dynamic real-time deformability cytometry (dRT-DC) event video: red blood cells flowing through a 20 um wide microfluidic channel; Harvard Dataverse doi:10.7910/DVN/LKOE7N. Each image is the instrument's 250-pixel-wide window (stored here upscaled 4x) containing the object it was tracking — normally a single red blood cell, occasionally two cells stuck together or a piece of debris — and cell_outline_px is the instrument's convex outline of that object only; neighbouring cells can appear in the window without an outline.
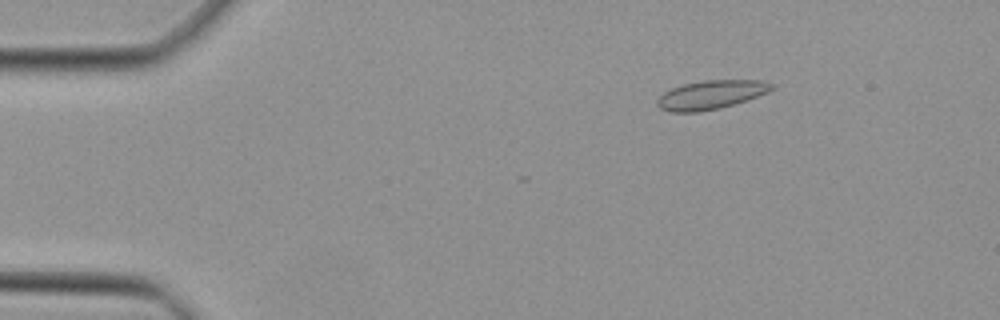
{"species": "Egyptian fruit bat (a non-hibernating species)", "species_latin": "Rousettus aegyptiacus", "temperature_condition": "cold", "stored_images_in_passage": 38, "camera_frame_rate_fps": 3000, "um_per_image_px": 0.085, "animal": {"sex": "female"}, "frame": {"image": 1, "passage_image": 2, "time_ms": 0.333, "image_size_px": [1000, 320], "cell_outline_px": [[776, 88], [768, 92], [748, 100], [720, 108], [696, 112], [672, 112], [660, 108], [656, 104], [656, 100], [664, 92], [672, 88], [684, 84], [704, 80], [764, 80], [776, 84]], "centroid_in_image_um": [60.49, 8.05], "position_along_channel_um": 24.5, "area_um2": 19.36}}
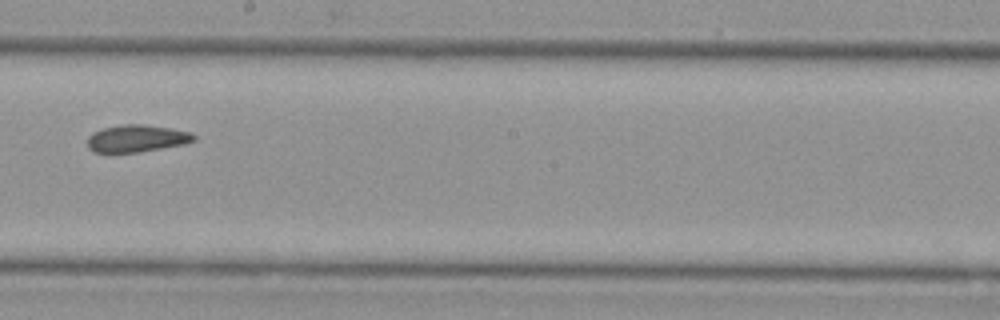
{"frame": {"image": 2, "passage_image": 22, "time_ms": 7.0, "image_size_px": [1000, 320], "cell_outline_px": [[196, 140], [184, 144], [136, 152], [92, 152], [88, 148], [88, 136], [92, 132], [100, 128], [120, 124], [144, 124], [192, 132], [196, 136]], "centroid_in_image_um": [11.59, 11.75], "position_along_channel_um": 236.6, "area_um2": 16.94}}
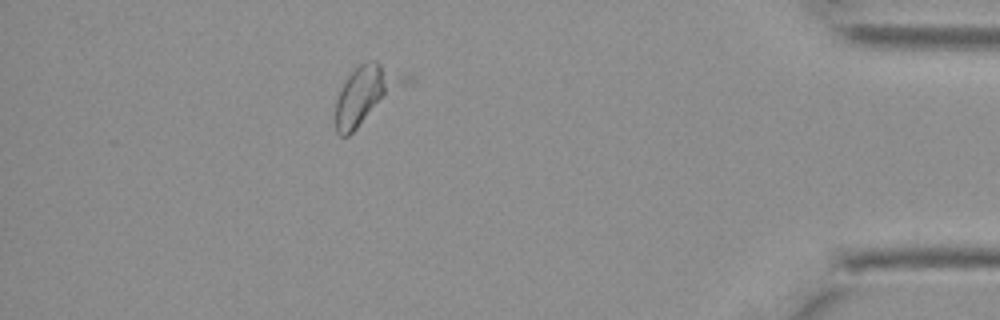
{"frame": {"image": 3, "passage_image": 37, "time_ms": 12.0, "image_size_px": [1000, 320], "cell_outline_px": [[392, 80], [384, 92], [356, 128], [348, 136], [340, 136], [336, 132], [336, 100], [348, 76], [360, 64], [376, 60], [380, 64]], "centroid_in_image_um": [30.58, 8.13], "position_along_channel_um": 404.6, "area_um2": 17.69}}